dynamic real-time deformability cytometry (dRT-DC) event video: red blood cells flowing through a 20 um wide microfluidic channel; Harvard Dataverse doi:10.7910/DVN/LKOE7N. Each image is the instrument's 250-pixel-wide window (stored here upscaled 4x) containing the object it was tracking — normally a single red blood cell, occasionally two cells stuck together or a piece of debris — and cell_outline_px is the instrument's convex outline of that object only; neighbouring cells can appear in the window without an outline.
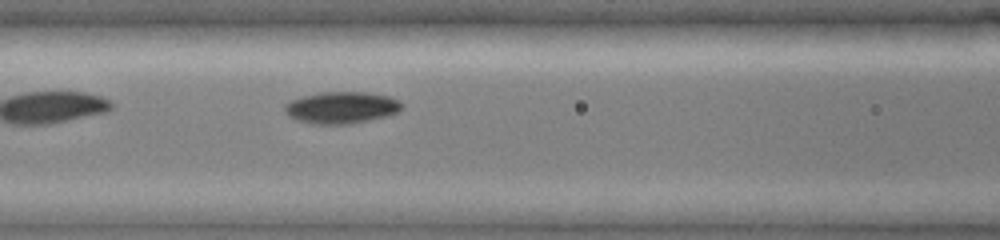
{"species": "common noctule bat (a hibernating species)", "species_latin": "Nyctalus noctula", "temperature_condition": "cold", "stored_images_in_passage": 29, "camera_frame_rate_fps": 3000, "um_per_image_px": 0.085, "animal": {"sex": "female", "body_mass_g": 19.0, "forearm_length_mm": 51.5}, "frame": {"image": 1, "passage_image": 7, "time_ms": 2.0, "image_size_px": [1000, 240], "cell_outline_px": [[404, 104], [396, 112], [388, 116], [352, 124], [312, 124], [296, 120], [288, 116], [284, 112], [284, 104], [292, 100], [304, 96], [320, 92], [368, 92], [388, 96], [400, 100]], "centroid_in_image_um": [29.02, 9.15], "position_along_channel_um": 137.6, "area_um2": 21.91}}
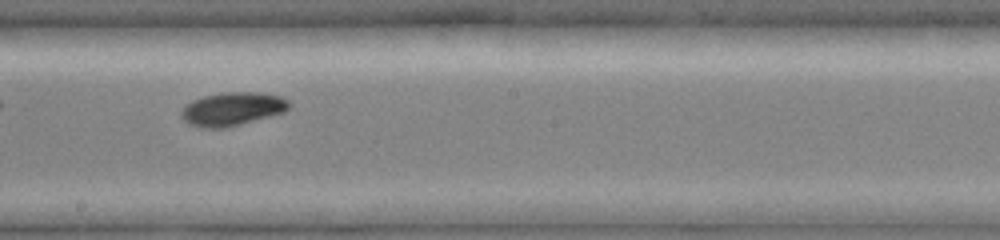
{"frame": {"image": 2, "passage_image": 13, "time_ms": 4.0, "image_size_px": [1000, 240], "cell_outline_px": [[292, 104], [284, 112], [228, 128], [200, 128], [188, 124], [180, 116], [180, 112], [192, 100], [204, 96], [224, 92], [264, 92], [280, 96], [288, 100]], "centroid_in_image_um": [19.76, 9.27], "position_along_channel_um": 228.4, "area_um2": 21.21}}
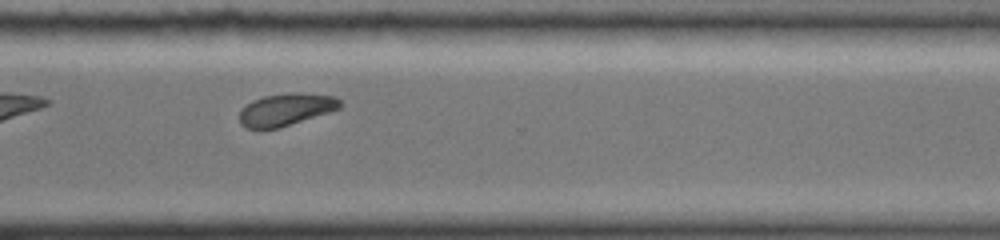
{"frame": {"image": 3, "passage_image": 20, "time_ms": 6.333, "image_size_px": [1000, 240], "cell_outline_px": [[340, 108], [280, 128], [248, 128], [240, 124], [240, 108], [252, 100], [264, 96], [288, 92], [300, 92], [336, 96], [340, 100]], "centroid_in_image_um": [24.29, 9.29], "position_along_channel_um": 346.3, "area_um2": 18.96}, "authors_computed_cell_mechanics": {"area_um2": 20.9814, "velocity_mm_per_s": 4.0081, "shape_relaxation_time_tau1_ms": 1.0363, "shape_relaxation_time_tau2_ms": null, "deformation_change_tau1": 0.08, "deformation_change_tau2": null}}